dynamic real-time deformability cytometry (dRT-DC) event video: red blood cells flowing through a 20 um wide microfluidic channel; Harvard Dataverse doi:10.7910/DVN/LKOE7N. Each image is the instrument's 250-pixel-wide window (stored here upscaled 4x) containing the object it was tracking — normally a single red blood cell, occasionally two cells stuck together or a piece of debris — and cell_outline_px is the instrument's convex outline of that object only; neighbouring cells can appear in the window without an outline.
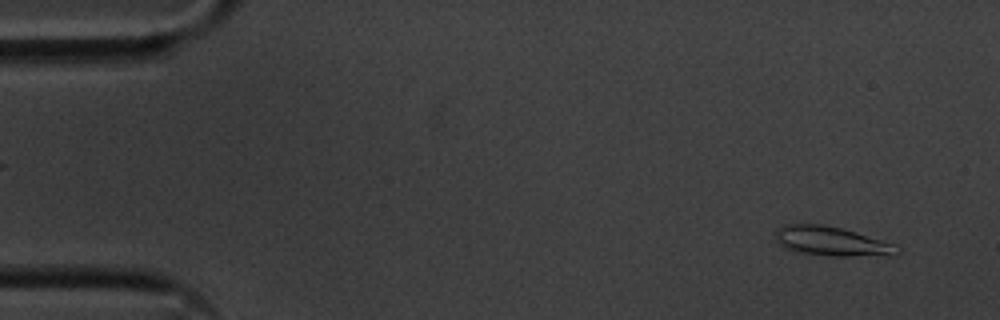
{"species": "common noctule bat (a hibernating species)", "species_latin": "Nyctalus noctula", "temperature_condition": "cold", "stored_images_in_passage": 54, "camera_frame_rate_fps": 3000, "um_per_image_px": 0.085, "animal": {"sex": "male", "body_mass_g": 20.1, "forearm_length_mm": 53.5}, "frame": {"image": 1, "passage_image": 2, "time_ms": 0.333, "image_size_px": [1000, 320], "cell_outline_px": [[900, 252], [892, 256], [828, 256], [796, 252], [780, 244], [776, 240], [776, 232], [784, 224], [824, 224], [840, 228], [896, 244], [900, 248]], "centroid_in_image_um": [70.74, 20.53], "position_along_channel_um": 14.3, "area_um2": 20.81}}
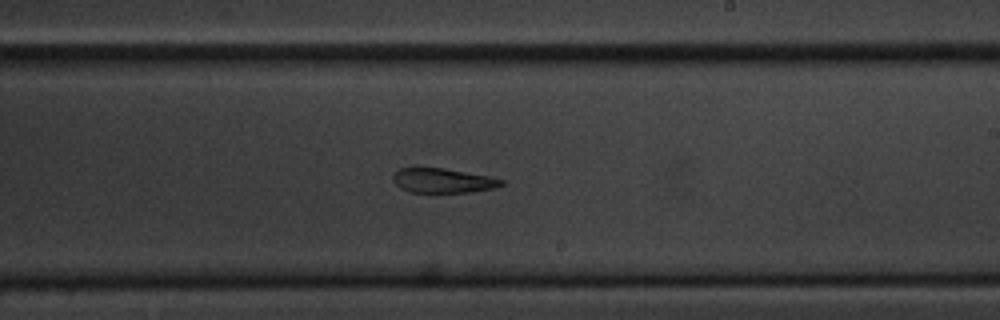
{"frame": {"image": 2, "passage_image": 31, "time_ms": 10.0, "image_size_px": [1000, 320], "cell_outline_px": [[504, 184], [492, 188], [472, 192], [408, 192], [400, 188], [392, 180], [392, 176], [400, 168], [444, 168], [488, 176], [504, 180]], "centroid_in_image_um": [37.62, 15.35], "position_along_channel_um": 251.4, "area_um2": 15.37}}
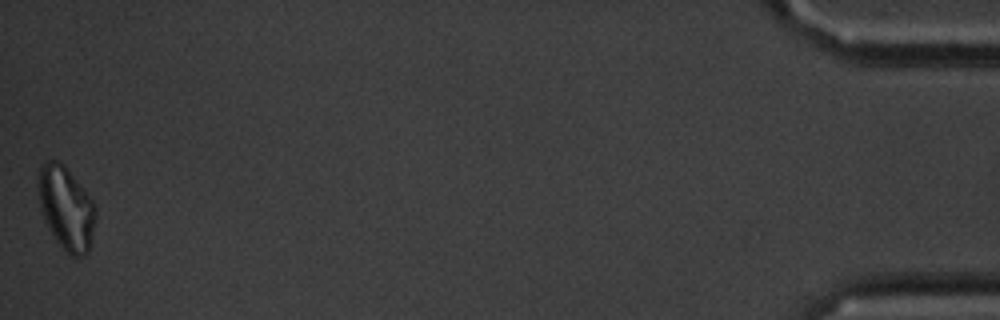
{"frame": {"image": 3, "passage_image": 54, "time_ms": 17.667, "image_size_px": [1000, 320], "cell_outline_px": [[96, 216], [88, 252], [84, 256], [72, 256], [56, 240], [48, 228], [40, 212], [36, 184], [40, 164], [44, 160], [56, 160], [64, 164], [92, 200], [96, 208]], "centroid_in_image_um": [5.57, 17.64], "position_along_channel_um": 429.6, "area_um2": 28.03}, "authors_computed_cell_mechanics": {"area_um2": 18.2648, "velocity_mm_per_s": 3.5458, "shape_relaxation_time_tau1_ms": 4.0417, "shape_relaxation_time_tau2_ms": 3.1319, "deformation_change_tau1": 0.1646, "deformation_change_tau2": 0.1287}}